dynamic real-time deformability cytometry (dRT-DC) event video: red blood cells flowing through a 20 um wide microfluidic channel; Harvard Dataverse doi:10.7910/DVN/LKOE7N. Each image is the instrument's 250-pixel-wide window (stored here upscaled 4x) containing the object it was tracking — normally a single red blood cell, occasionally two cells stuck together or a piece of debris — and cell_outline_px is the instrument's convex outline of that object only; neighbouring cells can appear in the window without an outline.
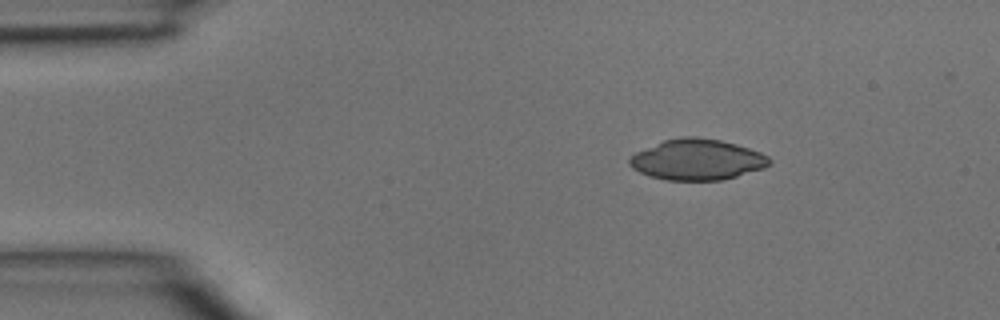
{"species": "common noctule bat (a hibernating species)", "species_latin": "Nyctalus noctula", "temperature_condition": "room temperature", "stored_images_in_passage": 3, "camera_frame_rate_fps": 3000, "um_per_image_px": 0.085, "animal": {"sex": "male", "body_mass_g": 15.6}, "frame": {"image": 1, "passage_image": 1, "time_ms": 0.0, "image_size_px": [1000, 320], "cell_outline_px": [[772, 164], [764, 168], [736, 176], [720, 180], [664, 180], [648, 176], [632, 168], [628, 164], [628, 160], [636, 152], [664, 140], [680, 136], [692, 136], [720, 140], [736, 144], [760, 152], [768, 156], [772, 160]], "centroid_in_image_um": [59.25, 13.57], "position_along_channel_um": 25.7, "area_um2": 33.29}}